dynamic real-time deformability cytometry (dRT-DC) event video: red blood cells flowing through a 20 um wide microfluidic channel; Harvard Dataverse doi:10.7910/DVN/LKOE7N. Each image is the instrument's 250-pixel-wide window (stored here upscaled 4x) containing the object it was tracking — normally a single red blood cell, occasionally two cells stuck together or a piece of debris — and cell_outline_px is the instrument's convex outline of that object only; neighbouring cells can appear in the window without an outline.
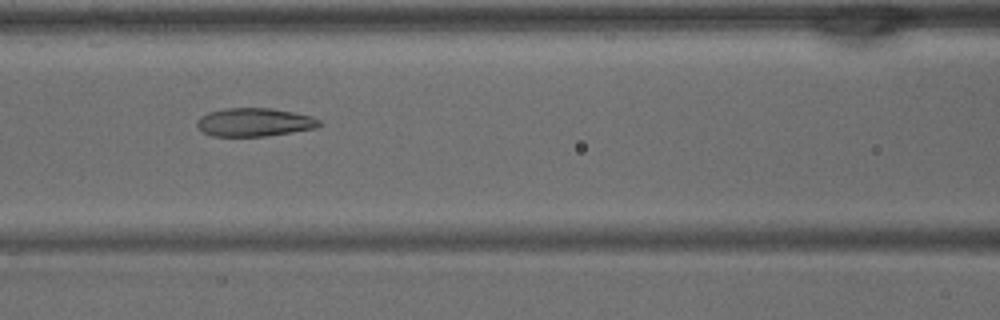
{"species": "common noctule bat (a hibernating species)", "species_latin": "Nyctalus noctula", "temperature_condition": "warm", "stored_images_in_passage": 30, "camera_frame_rate_fps": 3000, "um_per_image_px": 0.085, "animal": {"sex": "male", "body_mass_g": 15.6}, "frame": {"image": 1, "passage_image": 7, "time_ms": 2.0, "image_size_px": [1000, 320], "cell_outline_px": [[324, 124], [316, 128], [292, 132], [264, 136], [212, 136], [204, 132], [196, 124], [196, 120], [200, 116], [208, 112], [224, 108], [272, 108], [312, 116], [320, 120]], "centroid_in_image_um": [21.64, 10.38], "position_along_channel_um": 145.0, "area_um2": 20.29}}
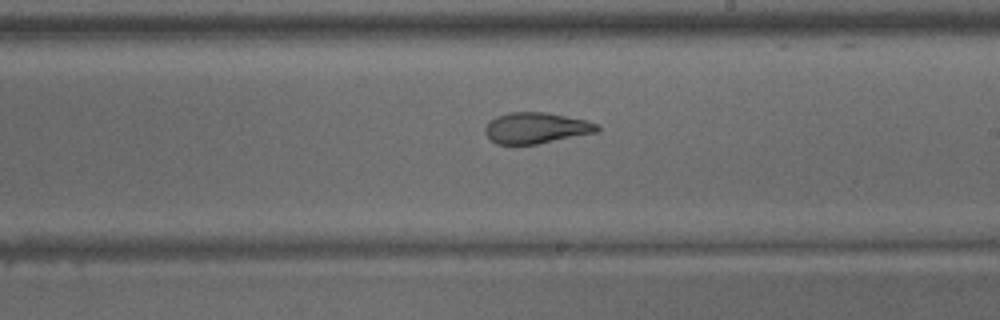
{"frame": {"image": 2, "passage_image": 13, "time_ms": 4.0, "image_size_px": [1000, 320], "cell_outline_px": [[600, 128], [596, 132], [536, 144], [496, 144], [484, 132], [484, 128], [496, 116], [508, 112], [548, 112], [588, 120], [596, 124]], "centroid_in_image_um": [45.57, 10.86], "position_along_channel_um": 243.4, "area_um2": 20.11}}
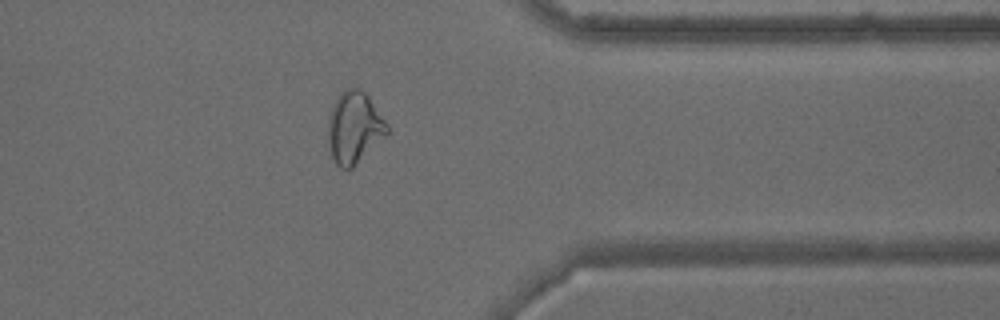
{"frame": {"image": 3, "passage_image": 22, "time_ms": 7.0, "image_size_px": [1000, 320], "cell_outline_px": [[388, 136], [352, 168], [340, 168], [336, 164], [332, 156], [328, 144], [328, 120], [332, 104], [340, 92], [344, 88], [360, 88], [368, 96], [388, 124]], "centroid_in_image_um": [30.12, 10.84], "position_along_channel_um": 381.3, "area_um2": 24.97}}